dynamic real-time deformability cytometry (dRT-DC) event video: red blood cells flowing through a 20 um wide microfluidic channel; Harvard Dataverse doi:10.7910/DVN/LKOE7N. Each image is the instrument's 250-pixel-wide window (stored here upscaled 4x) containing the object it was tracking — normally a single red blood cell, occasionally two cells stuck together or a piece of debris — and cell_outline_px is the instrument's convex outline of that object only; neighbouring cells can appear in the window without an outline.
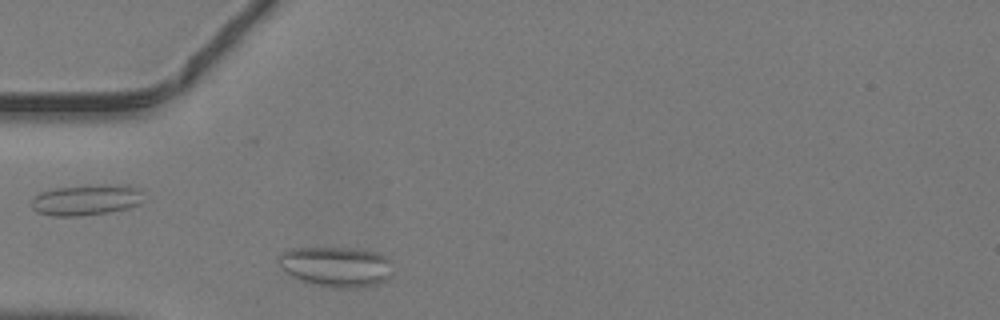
{"species": "common noctule bat (a hibernating species)", "species_latin": "Nyctalus noctula", "temperature_condition": "warm", "stored_images_in_passage": 21, "camera_frame_rate_fps": 3000, "um_per_image_px": 0.085, "animal": {"sex": "male", "body_mass_g": 19.2, "forearm_length_mm": 51.8}, "frame": {"image": 1, "passage_image": 3, "time_ms": 0.667, "image_size_px": [1000, 320], "cell_outline_px": [[392, 276], [388, 280], [376, 284], [356, 288], [332, 288], [316, 284], [292, 276], [284, 272], [280, 268], [276, 260], [276, 256], [280, 252], [288, 248], [356, 248], [380, 252], [388, 256], [392, 260]], "centroid_in_image_um": [28.6, 22.64], "position_along_channel_um": 56.4, "area_um2": 27.51}}
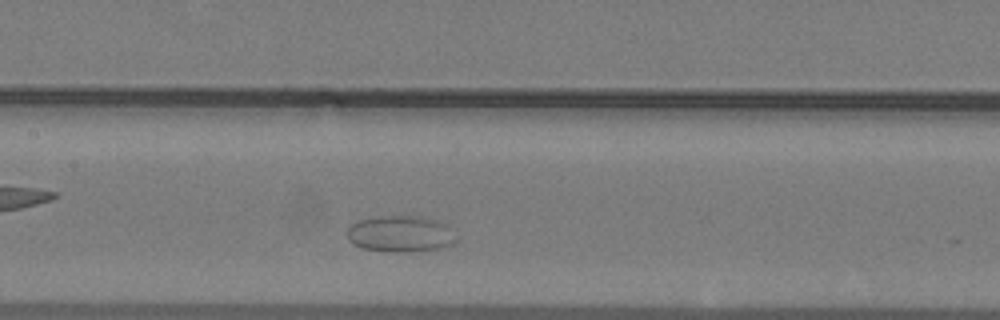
{"frame": {"image": 2, "passage_image": 12, "time_ms": 3.667, "image_size_px": [1000, 320], "cell_outline_px": [[456, 240], [448, 248], [412, 252], [384, 252], [364, 248], [352, 244], [348, 240], [348, 228], [352, 224], [360, 220], [380, 216], [416, 216], [436, 220], [448, 224]], "centroid_in_image_um": [34.07, 19.9], "position_along_channel_um": 173.3, "area_um2": 23.35}}
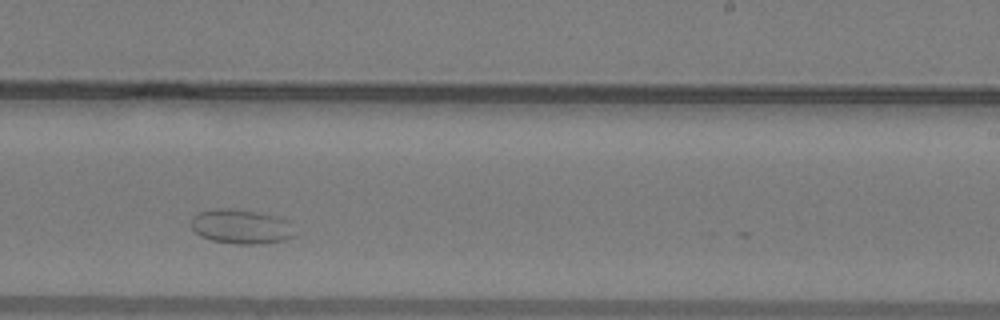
{"frame": {"image": 3, "passage_image": 19, "time_ms": 6.0, "image_size_px": [1000, 320], "cell_outline_px": [[296, 236], [288, 240], [260, 244], [236, 244], [212, 240], [200, 236], [192, 228], [192, 216], [200, 212], [212, 208], [236, 208], [276, 216], [288, 220]], "centroid_in_image_um": [20.51, 19.26], "position_along_channel_um": 268.5, "area_um2": 21.04}}